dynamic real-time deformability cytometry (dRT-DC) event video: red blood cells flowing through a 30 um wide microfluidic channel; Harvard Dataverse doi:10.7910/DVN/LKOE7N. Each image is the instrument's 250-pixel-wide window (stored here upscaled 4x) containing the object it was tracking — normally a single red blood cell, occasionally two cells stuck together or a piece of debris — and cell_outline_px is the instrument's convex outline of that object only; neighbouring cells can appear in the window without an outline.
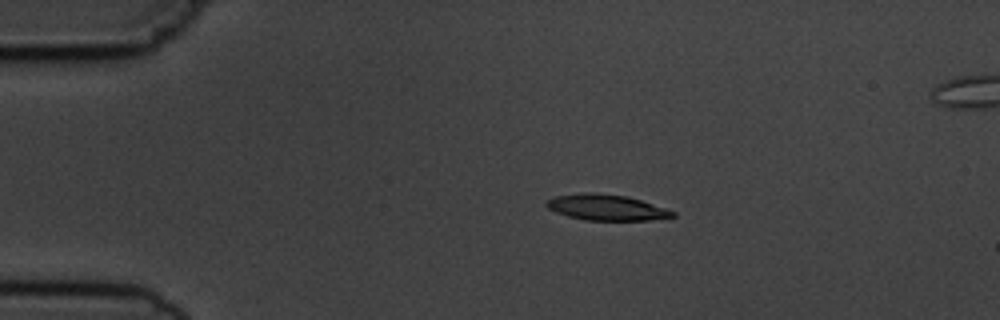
{"species": "common noctule bat (a hibernating species)", "species_latin": "Nyctalus noctula", "temperature_condition": "cold", "stored_images_in_passage": 10, "camera_frame_rate_fps": 3000, "um_per_image_px": 0.085, "animal": {"sex": "male", "body_mass_g": 19.5, "forearm_length_mm": 54.6}, "frame": {"image": 1, "passage_image": 2, "time_ms": 1.333, "image_size_px": [1000, 320], "cell_outline_px": [[676, 216], [668, 220], [584, 220], [568, 216], [556, 212], [548, 208], [544, 204], [552, 196], [584, 192], [592, 192], [628, 196], [676, 212]], "centroid_in_image_um": [51.57, 17.64], "position_along_channel_um": 33.4, "area_um2": 19.25}}
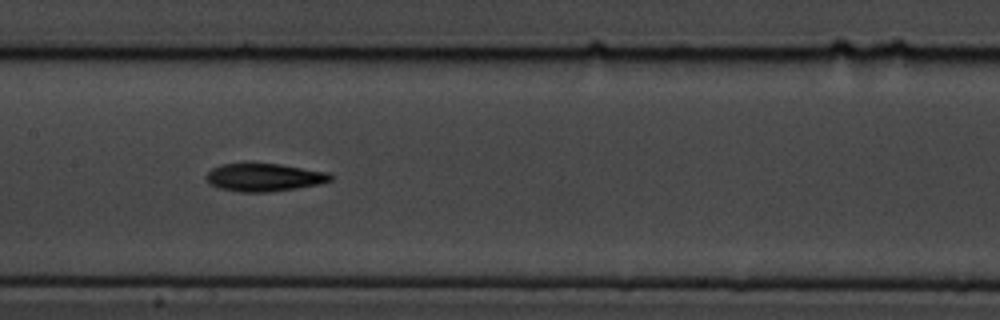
{"frame": {"image": 2, "passage_image": 7, "time_ms": 6.667, "image_size_px": [1000, 320], "cell_outline_px": [[332, 180], [320, 184], [296, 188], [268, 192], [240, 192], [220, 188], [212, 184], [204, 176], [212, 168], [224, 164], [280, 164], [328, 172], [332, 176]], "centroid_in_image_um": [22.48, 15.08], "position_along_channel_um": 184.9, "area_um2": 19.94}}
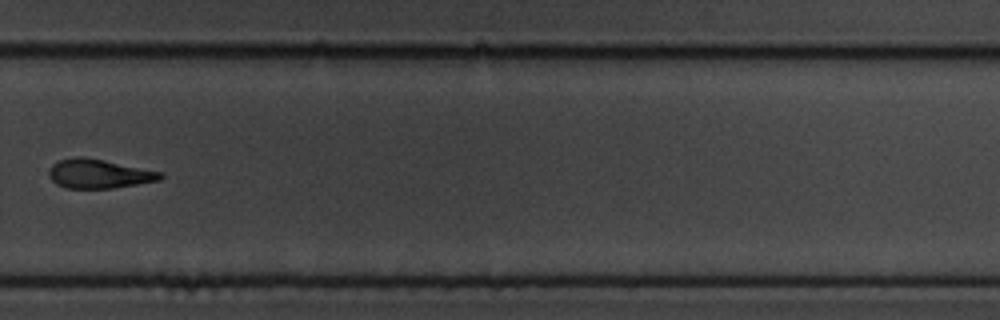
{"frame": {"image": 3, "passage_image": 10, "time_ms": 10.333, "image_size_px": [1000, 320], "cell_outline_px": [[164, 176], [160, 180], [112, 188], [64, 188], [56, 184], [48, 176], [48, 172], [52, 164], [60, 160], [80, 156], [104, 160], [164, 172]], "centroid_in_image_um": [8.41, 14.77], "position_along_channel_um": 321.4, "area_um2": 18.9}}